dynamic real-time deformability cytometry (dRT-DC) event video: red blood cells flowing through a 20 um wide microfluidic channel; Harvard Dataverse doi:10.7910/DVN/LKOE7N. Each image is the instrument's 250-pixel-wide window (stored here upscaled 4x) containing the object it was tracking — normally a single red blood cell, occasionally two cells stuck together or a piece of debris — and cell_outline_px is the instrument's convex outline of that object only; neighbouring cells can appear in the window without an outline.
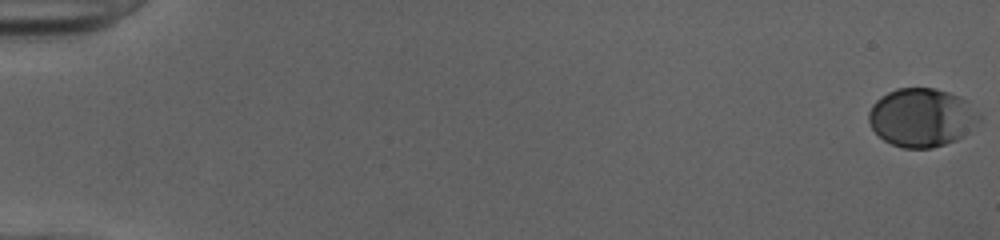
{"species": "human", "species_latin": "Homo sapiens", "temperature_condition": "cold", "stored_images_in_passage": 53, "camera_frame_rate_fps": 3000, "um_per_image_px": 0.085, "donor": {"sex": "female"}, "frame": {"image": 1, "passage_image": 1, "time_ms": 0.0, "image_size_px": [1000, 240], "cell_outline_px": [[984, 116], [964, 136], [956, 140], [932, 148], [904, 148], [892, 144], [884, 140], [872, 128], [868, 120], [868, 112], [872, 104], [876, 100], [888, 92], [896, 88], [932, 88], [948, 92], [960, 96], [968, 100]], "centroid_in_image_um": [78.38, 9.98], "position_along_channel_um": 6.6, "area_um2": 37.97}}
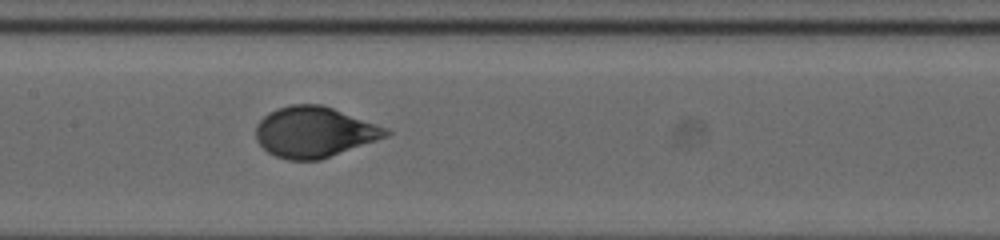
{"frame": {"image": 2, "passage_image": 28, "time_ms": 9.0, "image_size_px": [1000, 240], "cell_outline_px": [[392, 132], [388, 136], [320, 160], [288, 160], [276, 156], [268, 152], [256, 140], [256, 124], [268, 112], [276, 108], [292, 104], [320, 104], [332, 108], [388, 128]], "centroid_in_image_um": [26.7, 11.22], "position_along_channel_um": 180.7, "area_um2": 38.26}}
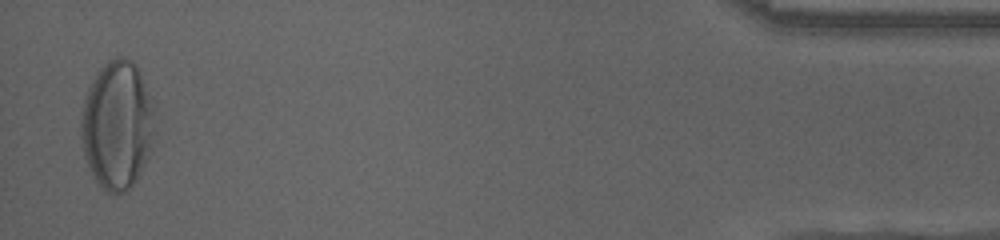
{"frame": {"image": 3, "passage_image": 52, "time_ms": 17.0, "image_size_px": [1000, 240], "cell_outline_px": [[156, 140], [136, 180], [124, 192], [116, 196], [108, 192], [96, 180], [88, 164], [84, 152], [80, 136], [80, 120], [84, 100], [88, 88], [96, 72], [108, 60], [116, 56], [124, 56], [132, 60], [136, 64], [156, 104]], "centroid_in_image_um": [10.02, 10.58], "position_along_channel_um": 425.2, "area_um2": 56.36}, "authors_computed_cell_mechanics": {"area_um2": 37.8012, "velocity_mm_per_s": 4.0031, "shape_relaxation_time_tau1_ms": 3.9365, "shape_relaxation_time_tau2_ms": null, "deformation_change_tau1": 0.188, "deformation_change_tau2": null}}